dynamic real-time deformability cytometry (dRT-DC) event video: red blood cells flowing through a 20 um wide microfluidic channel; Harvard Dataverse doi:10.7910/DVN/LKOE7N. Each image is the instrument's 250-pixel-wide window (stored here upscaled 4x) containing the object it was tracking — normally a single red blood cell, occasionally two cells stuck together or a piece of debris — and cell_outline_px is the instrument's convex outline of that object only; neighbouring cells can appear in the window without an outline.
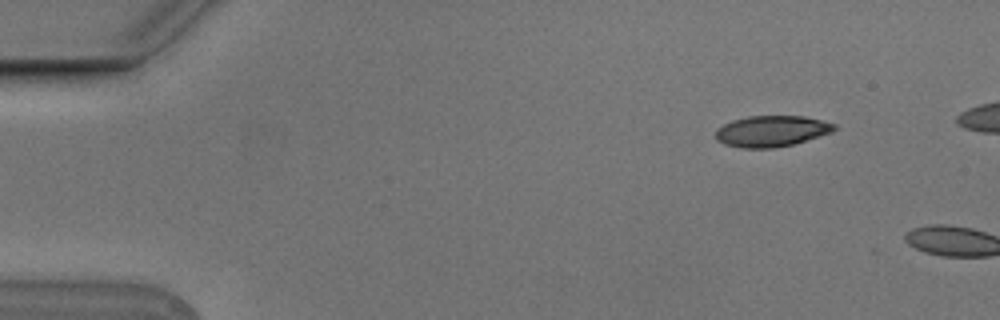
{"species": "Egyptian fruit bat (a non-hibernating species)", "species_latin": "Rousettus aegyptiacus", "temperature_condition": "cold", "stored_images_in_passage": 2, "camera_frame_rate_fps": 3000, "um_per_image_px": 0.085, "animal": {"sex": "male"}, "frame": {"image": 1, "passage_image": 1, "time_ms": 0.0, "image_size_px": [1000, 320], "cell_outline_px": [[836, 128], [832, 132], [792, 144], [772, 148], [740, 148], [724, 144], [716, 140], [716, 128], [732, 120], [748, 116], [804, 116], [836, 124]], "centroid_in_image_um": [65.54, 11.14], "position_along_channel_um": 19.5, "area_um2": 21.39}}